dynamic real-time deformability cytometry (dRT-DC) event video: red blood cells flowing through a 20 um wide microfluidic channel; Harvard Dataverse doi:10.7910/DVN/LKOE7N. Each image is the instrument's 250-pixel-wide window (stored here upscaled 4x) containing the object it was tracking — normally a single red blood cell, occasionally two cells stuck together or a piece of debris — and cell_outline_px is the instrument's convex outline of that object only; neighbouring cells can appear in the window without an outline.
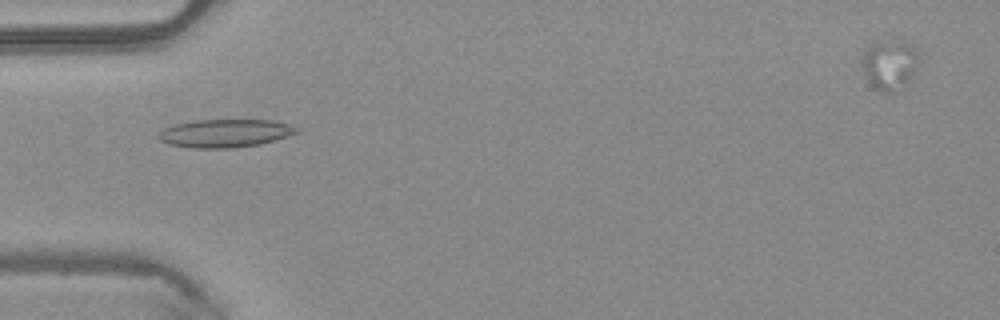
{"species": "common noctule bat (a hibernating species)", "species_latin": "Nyctalus noctula", "temperature_condition": "warm", "stored_images_in_passage": 49, "camera_frame_rate_fps": 3000, "um_per_image_px": 0.085, "animal": {"sex": "male", "body_mass_g": 20.4}, "frame": {"image": 1, "passage_image": 16, "time_ms": 5.0, "image_size_px": [1000, 320], "cell_outline_px": [[300, 132], [288, 136], [260, 144], [232, 148], [192, 148], [168, 144], [160, 140], [156, 136], [156, 132], [164, 128], [176, 124], [196, 120], [272, 120], [288, 124], [300, 128]], "centroid_in_image_um": [19.11, 11.33], "position_along_channel_um": 65.9, "area_um2": 22.77}}
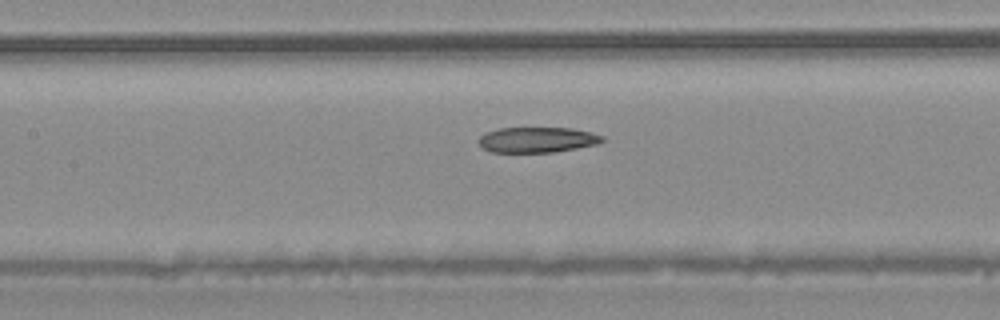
{"frame": {"image": 2, "passage_image": 23, "time_ms": 7.333, "image_size_px": [1000, 320], "cell_outline_px": [[604, 140], [596, 144], [556, 152], [492, 152], [484, 148], [480, 144], [480, 136], [484, 132], [500, 128], [572, 128], [592, 132], [604, 136]], "centroid_in_image_um": [45.68, 11.87], "position_along_channel_um": 161.7, "area_um2": 18.26}}
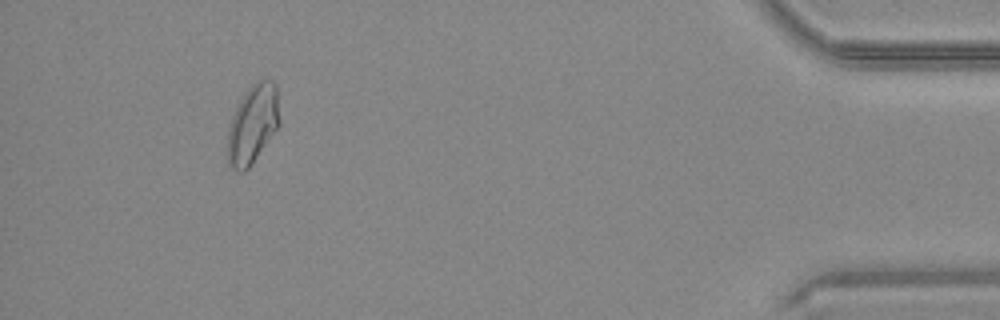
{"frame": {"image": 3, "passage_image": 46, "time_ms": 15.0, "image_size_px": [1000, 320], "cell_outline_px": [[280, 124], [252, 164], [244, 172], [236, 172], [228, 164], [228, 124], [244, 92], [256, 80], [272, 80], [276, 84], [280, 120]], "centroid_in_image_um": [21.48, 10.55], "position_along_channel_um": 413.7, "area_um2": 23.99}, "authors_computed_cell_mechanics": {"area_um2": 20.808, "velocity_mm_per_s": 4.1086, "shape_relaxation_time_tau1_ms": 6.6057, "shape_relaxation_time_tau2_ms": 6.5812, "deformation_change_tau1": 0.1578, "deformation_change_tau2": 0.158}}